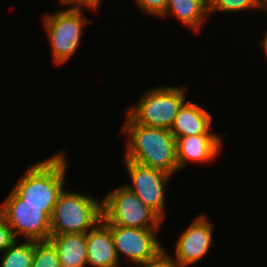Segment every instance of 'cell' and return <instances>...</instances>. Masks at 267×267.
Here are the masks:
<instances>
[{
  "label": "cell",
  "instance_id": "cell-1",
  "mask_svg": "<svg viewBox=\"0 0 267 267\" xmlns=\"http://www.w3.org/2000/svg\"><path fill=\"white\" fill-rule=\"evenodd\" d=\"M124 115L126 120L118 133L126 139L123 159L162 170L171 176L178 173L176 139L171 131L137 124L126 112Z\"/></svg>",
  "mask_w": 267,
  "mask_h": 267
},
{
  "label": "cell",
  "instance_id": "cell-2",
  "mask_svg": "<svg viewBox=\"0 0 267 267\" xmlns=\"http://www.w3.org/2000/svg\"><path fill=\"white\" fill-rule=\"evenodd\" d=\"M68 159L63 149L46 159L29 165L12 190L23 199V204L55 207L60 193L65 188Z\"/></svg>",
  "mask_w": 267,
  "mask_h": 267
},
{
  "label": "cell",
  "instance_id": "cell-3",
  "mask_svg": "<svg viewBox=\"0 0 267 267\" xmlns=\"http://www.w3.org/2000/svg\"><path fill=\"white\" fill-rule=\"evenodd\" d=\"M187 92L185 85L148 88L124 112L137 124L170 130L179 109L188 100Z\"/></svg>",
  "mask_w": 267,
  "mask_h": 267
},
{
  "label": "cell",
  "instance_id": "cell-4",
  "mask_svg": "<svg viewBox=\"0 0 267 267\" xmlns=\"http://www.w3.org/2000/svg\"><path fill=\"white\" fill-rule=\"evenodd\" d=\"M83 13V9L56 8L55 12H46L41 17L42 27L49 40L48 46L51 48V61L56 66L63 65L74 57L82 44L83 28L93 23L94 20L84 17Z\"/></svg>",
  "mask_w": 267,
  "mask_h": 267
},
{
  "label": "cell",
  "instance_id": "cell-5",
  "mask_svg": "<svg viewBox=\"0 0 267 267\" xmlns=\"http://www.w3.org/2000/svg\"><path fill=\"white\" fill-rule=\"evenodd\" d=\"M102 199L66 187L60 193L50 219L51 235L87 233L102 220Z\"/></svg>",
  "mask_w": 267,
  "mask_h": 267
},
{
  "label": "cell",
  "instance_id": "cell-6",
  "mask_svg": "<svg viewBox=\"0 0 267 267\" xmlns=\"http://www.w3.org/2000/svg\"><path fill=\"white\" fill-rule=\"evenodd\" d=\"M102 198L105 223L132 228H161L165 221L125 185L114 187Z\"/></svg>",
  "mask_w": 267,
  "mask_h": 267
},
{
  "label": "cell",
  "instance_id": "cell-7",
  "mask_svg": "<svg viewBox=\"0 0 267 267\" xmlns=\"http://www.w3.org/2000/svg\"><path fill=\"white\" fill-rule=\"evenodd\" d=\"M54 207H41L23 204L12 189L0 204V213L12 229L16 239L47 241L51 235L50 219Z\"/></svg>",
  "mask_w": 267,
  "mask_h": 267
},
{
  "label": "cell",
  "instance_id": "cell-8",
  "mask_svg": "<svg viewBox=\"0 0 267 267\" xmlns=\"http://www.w3.org/2000/svg\"><path fill=\"white\" fill-rule=\"evenodd\" d=\"M123 160L130 181L123 185L133 191L146 206L151 207L165 220L167 216L165 191L173 176L131 160Z\"/></svg>",
  "mask_w": 267,
  "mask_h": 267
},
{
  "label": "cell",
  "instance_id": "cell-9",
  "mask_svg": "<svg viewBox=\"0 0 267 267\" xmlns=\"http://www.w3.org/2000/svg\"><path fill=\"white\" fill-rule=\"evenodd\" d=\"M111 228L115 251L119 261L122 257L129 264L139 266L154 258L165 247L159 240L161 228H132L106 223ZM122 256V257H121Z\"/></svg>",
  "mask_w": 267,
  "mask_h": 267
},
{
  "label": "cell",
  "instance_id": "cell-10",
  "mask_svg": "<svg viewBox=\"0 0 267 267\" xmlns=\"http://www.w3.org/2000/svg\"><path fill=\"white\" fill-rule=\"evenodd\" d=\"M210 219L206 213L199 214L178 235L171 256L182 267H192L210 253L215 234Z\"/></svg>",
  "mask_w": 267,
  "mask_h": 267
},
{
  "label": "cell",
  "instance_id": "cell-11",
  "mask_svg": "<svg viewBox=\"0 0 267 267\" xmlns=\"http://www.w3.org/2000/svg\"><path fill=\"white\" fill-rule=\"evenodd\" d=\"M226 134H198L195 136H184L176 139V157L178 172L189 167V163L211 164L218 160L223 153L224 139Z\"/></svg>",
  "mask_w": 267,
  "mask_h": 267
},
{
  "label": "cell",
  "instance_id": "cell-12",
  "mask_svg": "<svg viewBox=\"0 0 267 267\" xmlns=\"http://www.w3.org/2000/svg\"><path fill=\"white\" fill-rule=\"evenodd\" d=\"M187 100L179 109L170 128L175 138L198 134H221L214 132L213 115L202 105Z\"/></svg>",
  "mask_w": 267,
  "mask_h": 267
},
{
  "label": "cell",
  "instance_id": "cell-13",
  "mask_svg": "<svg viewBox=\"0 0 267 267\" xmlns=\"http://www.w3.org/2000/svg\"><path fill=\"white\" fill-rule=\"evenodd\" d=\"M87 266L120 267L111 228L101 220L87 232Z\"/></svg>",
  "mask_w": 267,
  "mask_h": 267
},
{
  "label": "cell",
  "instance_id": "cell-14",
  "mask_svg": "<svg viewBox=\"0 0 267 267\" xmlns=\"http://www.w3.org/2000/svg\"><path fill=\"white\" fill-rule=\"evenodd\" d=\"M169 16L175 17L184 27L199 33L208 22V0H168L166 10L160 18L166 19Z\"/></svg>",
  "mask_w": 267,
  "mask_h": 267
},
{
  "label": "cell",
  "instance_id": "cell-15",
  "mask_svg": "<svg viewBox=\"0 0 267 267\" xmlns=\"http://www.w3.org/2000/svg\"><path fill=\"white\" fill-rule=\"evenodd\" d=\"M48 240L56 248L61 267H88L87 233L50 235Z\"/></svg>",
  "mask_w": 267,
  "mask_h": 267
},
{
  "label": "cell",
  "instance_id": "cell-16",
  "mask_svg": "<svg viewBox=\"0 0 267 267\" xmlns=\"http://www.w3.org/2000/svg\"><path fill=\"white\" fill-rule=\"evenodd\" d=\"M21 242L16 239L0 254V267H31L36 241L22 240Z\"/></svg>",
  "mask_w": 267,
  "mask_h": 267
},
{
  "label": "cell",
  "instance_id": "cell-17",
  "mask_svg": "<svg viewBox=\"0 0 267 267\" xmlns=\"http://www.w3.org/2000/svg\"><path fill=\"white\" fill-rule=\"evenodd\" d=\"M251 10H262L261 0H208V14L212 17L214 14H235L239 12H248Z\"/></svg>",
  "mask_w": 267,
  "mask_h": 267
},
{
  "label": "cell",
  "instance_id": "cell-18",
  "mask_svg": "<svg viewBox=\"0 0 267 267\" xmlns=\"http://www.w3.org/2000/svg\"><path fill=\"white\" fill-rule=\"evenodd\" d=\"M31 267H61L54 245L49 241H36Z\"/></svg>",
  "mask_w": 267,
  "mask_h": 267
},
{
  "label": "cell",
  "instance_id": "cell-19",
  "mask_svg": "<svg viewBox=\"0 0 267 267\" xmlns=\"http://www.w3.org/2000/svg\"><path fill=\"white\" fill-rule=\"evenodd\" d=\"M168 0H134L136 6L144 15L160 18L165 10Z\"/></svg>",
  "mask_w": 267,
  "mask_h": 267
},
{
  "label": "cell",
  "instance_id": "cell-20",
  "mask_svg": "<svg viewBox=\"0 0 267 267\" xmlns=\"http://www.w3.org/2000/svg\"><path fill=\"white\" fill-rule=\"evenodd\" d=\"M166 248L161 250L154 258L148 260L146 263L139 265V267H182L179 265Z\"/></svg>",
  "mask_w": 267,
  "mask_h": 267
},
{
  "label": "cell",
  "instance_id": "cell-21",
  "mask_svg": "<svg viewBox=\"0 0 267 267\" xmlns=\"http://www.w3.org/2000/svg\"><path fill=\"white\" fill-rule=\"evenodd\" d=\"M102 0H58V3L55 7L61 8V6L67 8L92 10L94 13L100 10ZM69 6V7H68Z\"/></svg>",
  "mask_w": 267,
  "mask_h": 267
},
{
  "label": "cell",
  "instance_id": "cell-22",
  "mask_svg": "<svg viewBox=\"0 0 267 267\" xmlns=\"http://www.w3.org/2000/svg\"><path fill=\"white\" fill-rule=\"evenodd\" d=\"M16 240L12 229L0 213V253H3Z\"/></svg>",
  "mask_w": 267,
  "mask_h": 267
},
{
  "label": "cell",
  "instance_id": "cell-23",
  "mask_svg": "<svg viewBox=\"0 0 267 267\" xmlns=\"http://www.w3.org/2000/svg\"><path fill=\"white\" fill-rule=\"evenodd\" d=\"M259 46H261V48L263 49V52H264V56L267 60V31L266 33L263 35V38H261V40L259 41ZM267 62V61H266Z\"/></svg>",
  "mask_w": 267,
  "mask_h": 267
},
{
  "label": "cell",
  "instance_id": "cell-24",
  "mask_svg": "<svg viewBox=\"0 0 267 267\" xmlns=\"http://www.w3.org/2000/svg\"><path fill=\"white\" fill-rule=\"evenodd\" d=\"M261 9L267 11V0H261Z\"/></svg>",
  "mask_w": 267,
  "mask_h": 267
}]
</instances>
